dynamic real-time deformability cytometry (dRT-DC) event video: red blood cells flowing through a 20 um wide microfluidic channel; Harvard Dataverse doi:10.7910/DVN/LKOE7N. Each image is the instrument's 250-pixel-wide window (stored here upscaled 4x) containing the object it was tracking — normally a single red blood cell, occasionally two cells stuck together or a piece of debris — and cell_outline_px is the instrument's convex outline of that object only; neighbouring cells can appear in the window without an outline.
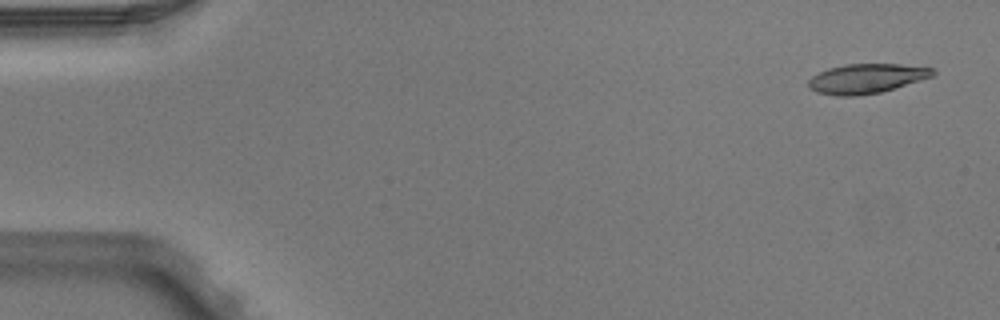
{"species": "Egyptian fruit bat (a non-hibernating species)", "species_latin": "Rousettus aegyptiacus", "temperature_condition": "warm", "stored_images_in_passage": 5, "segment_of_instrument_passage": [1, 2], "camera_frame_rate_fps": 3000, "um_per_image_px": 0.085, "animal": {"sex": "male"}, "frame": {"image": 1, "passage_image": 1, "time_ms": 0.0, "image_size_px": [1000, 320], "cell_outline_px": [[936, 72], [932, 76], [880, 92], [856, 96], [836, 96], [816, 92], [808, 88], [808, 80], [812, 76], [828, 68], [844, 64], [900, 64], [932, 68]], "centroid_in_image_um": [73.59, 6.68], "position_along_channel_um": 11.4, "area_um2": 21.27}}
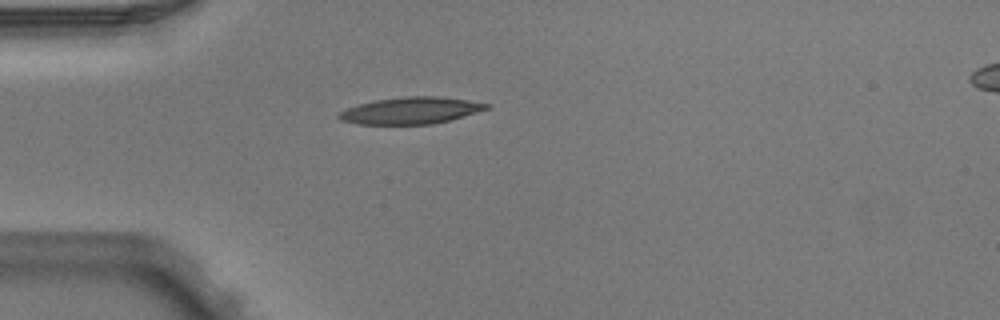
{"frame": {"image": 2, "passage_image": 4, "time_ms": 1.0, "image_size_px": [1000, 320], "cell_outline_px": [[488, 108], [452, 120], [432, 124], [360, 124], [340, 120], [336, 116], [340, 112], [348, 108], [360, 104], [376, 100], [404, 96], [436, 96], [468, 100], [488, 104]], "centroid_in_image_um": [34.9, 9.4], "position_along_channel_um": 50.1, "area_um2": 22.77}}